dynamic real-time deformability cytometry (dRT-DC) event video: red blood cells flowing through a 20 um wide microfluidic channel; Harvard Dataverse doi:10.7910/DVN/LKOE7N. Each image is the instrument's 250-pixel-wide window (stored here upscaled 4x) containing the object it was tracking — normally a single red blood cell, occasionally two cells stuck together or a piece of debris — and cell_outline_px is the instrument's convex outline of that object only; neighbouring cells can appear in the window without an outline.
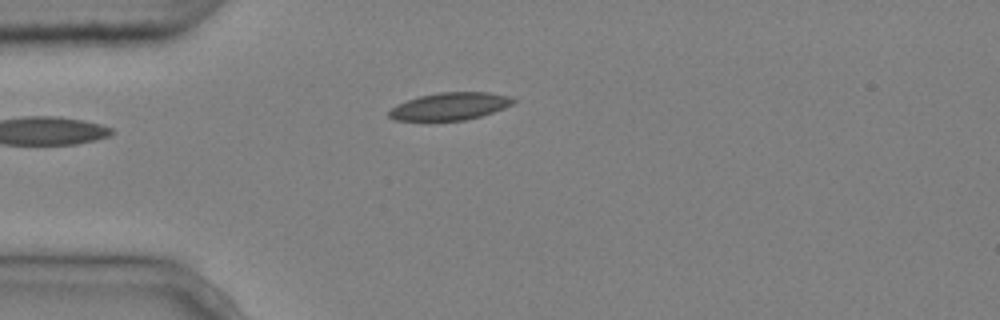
{"species": "common noctule bat (a hibernating species)", "species_latin": "Nyctalus noctula", "temperature_condition": "cold", "stored_images_in_passage": 6, "camera_frame_rate_fps": 3000, "um_per_image_px": 0.085, "animal": {"sex": "male", "body_mass_g": 20.4}, "frame": {"image": 1, "passage_image": 6, "time_ms": 1.667, "image_size_px": [1000, 320], "cell_outline_px": [[516, 100], [512, 104], [504, 108], [480, 116], [464, 120], [428, 124], [396, 120], [388, 116], [388, 112], [396, 104], [420, 96], [440, 92], [488, 92], [512, 96]], "centroid_in_image_um": [38.18, 9.08], "position_along_channel_um": 46.8, "area_um2": 20.69}}